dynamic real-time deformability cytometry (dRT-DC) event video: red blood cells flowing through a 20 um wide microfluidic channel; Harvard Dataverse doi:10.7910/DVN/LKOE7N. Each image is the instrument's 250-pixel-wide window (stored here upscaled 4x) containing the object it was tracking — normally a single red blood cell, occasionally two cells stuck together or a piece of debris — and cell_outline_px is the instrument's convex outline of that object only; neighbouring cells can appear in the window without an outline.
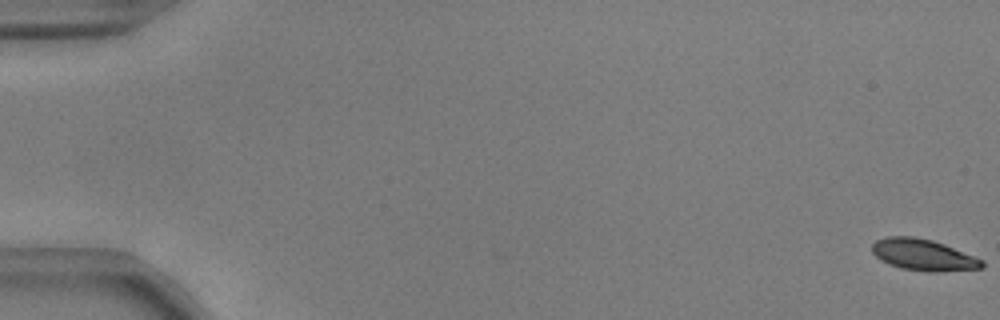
{"species": "common noctule bat (a hibernating species)", "species_latin": "Nyctalus noctula", "temperature_condition": "warm", "stored_images_in_passage": 23, "camera_frame_rate_fps": 3000, "um_per_image_px": 0.085, "animal": {"sex": "male", "body_mass_g": 17.9, "forearm_length_mm": 54.2}, "frame": {"image": 1, "passage_image": 1, "time_ms": 0.0, "image_size_px": [1000, 320], "cell_outline_px": [[984, 268], [940, 272], [928, 272], [900, 268], [888, 264], [880, 260], [872, 252], [872, 244], [876, 240], [888, 236], [912, 236], [932, 240], [944, 244], [984, 260]], "centroid_in_image_um": [78.48, 21.67], "position_along_channel_um": 6.5, "area_um2": 20.29}}
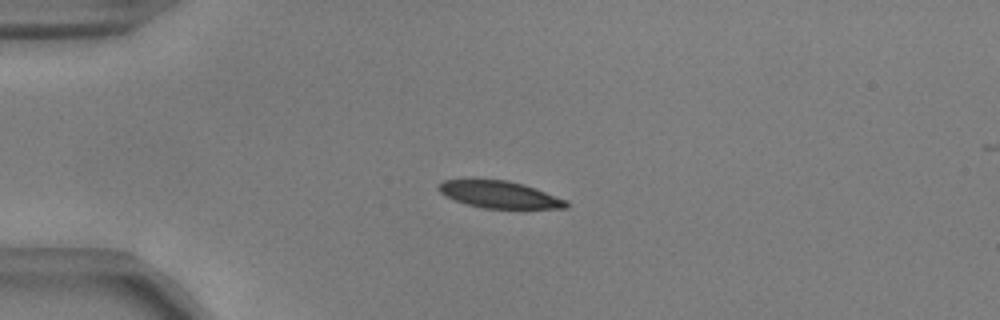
{"frame": {"image": 2, "passage_image": 15, "time_ms": 4.667, "image_size_px": [1000, 320], "cell_outline_px": [[568, 208], [484, 208], [468, 204], [444, 196], [436, 188], [444, 180], [472, 176], [508, 180], [524, 184], [568, 200]], "centroid_in_image_um": [42.38, 16.48], "position_along_channel_um": 42.6, "area_um2": 20.81}}
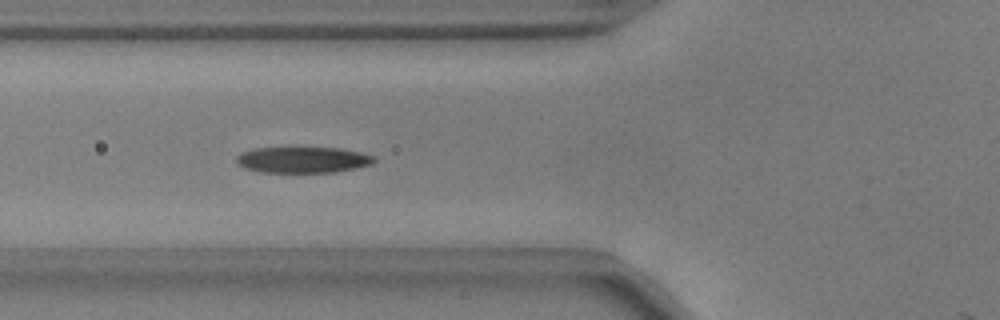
{"frame": {"image": 3, "passage_image": 22, "time_ms": 7.0, "image_size_px": [1000, 320], "cell_outline_px": [[376, 160], [372, 164], [356, 168], [336, 172], [260, 172], [244, 168], [236, 160], [236, 156], [240, 152], [252, 148], [340, 148], [360, 152], [376, 156]], "centroid_in_image_um": [25.75, 13.58], "position_along_channel_um": 100.0, "area_um2": 20.98}}